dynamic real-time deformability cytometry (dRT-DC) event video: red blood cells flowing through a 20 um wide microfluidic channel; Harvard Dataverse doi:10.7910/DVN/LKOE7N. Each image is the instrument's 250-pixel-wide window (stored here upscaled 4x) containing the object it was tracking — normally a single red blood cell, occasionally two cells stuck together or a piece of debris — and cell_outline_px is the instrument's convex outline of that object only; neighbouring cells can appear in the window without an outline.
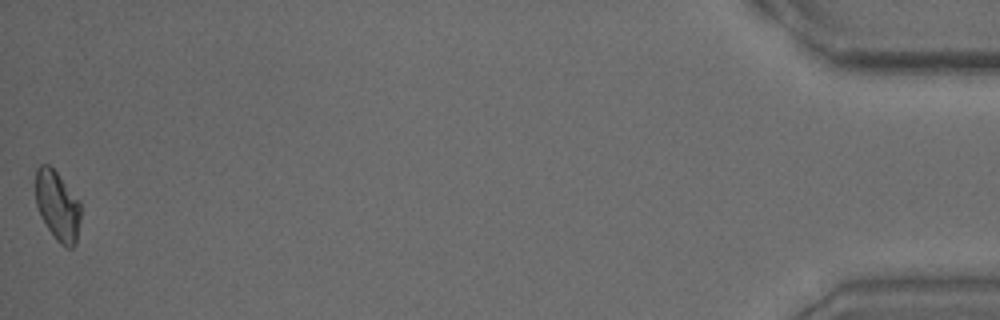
{"species": "common noctule bat (a hibernating species)", "species_latin": "Nyctalus noctula", "temperature_condition": "warm", "stored_images_in_passage": 40, "camera_frame_rate_fps": 3000, "um_per_image_px": 0.085, "animal": {"sex": "male", "body_mass_g": 15.6}, "frame": {"image": 1, "passage_image": 40, "time_ms": 13.0, "image_size_px": [1000, 320], "cell_outline_px": [[80, 220], [76, 240], [72, 248], [68, 248], [60, 244], [56, 240], [40, 216], [36, 204], [36, 168], [40, 164], [48, 164], [56, 172], [80, 200]], "centroid_in_image_um": [4.88, 17.49], "position_along_channel_um": 430.3, "area_um2": 18.26}, "authors_computed_cell_mechanics": {"area_um2": 18.6694, "velocity_mm_per_s": 3.7565, "shape_relaxation_time_tau1_ms": 7.7129, "shape_relaxation_time_tau2_ms": 4.3065, "deformation_change_tau1": 0.1956, "deformation_change_tau2": 0.0985}}